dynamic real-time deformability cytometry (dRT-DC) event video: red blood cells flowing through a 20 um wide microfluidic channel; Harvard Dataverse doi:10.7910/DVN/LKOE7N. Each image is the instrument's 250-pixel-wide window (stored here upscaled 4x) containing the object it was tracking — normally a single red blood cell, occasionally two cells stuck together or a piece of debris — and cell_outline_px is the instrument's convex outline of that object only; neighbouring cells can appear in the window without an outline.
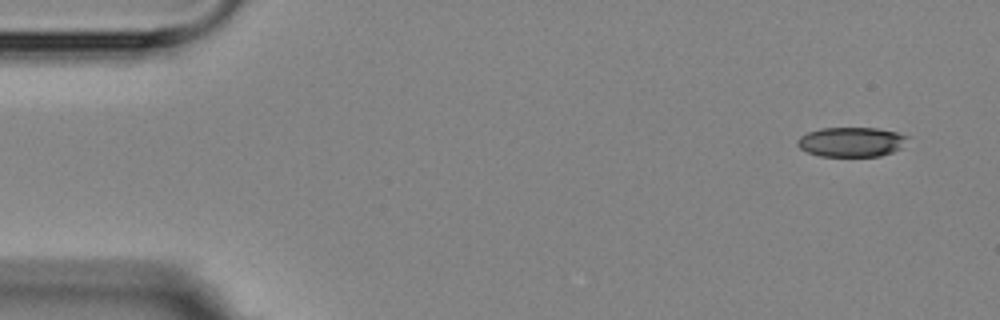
{"species": "Egyptian fruit bat (a non-hibernating species)", "species_latin": "Rousettus aegyptiacus", "temperature_condition": "room temperature", "stored_images_in_passage": 5, "camera_frame_rate_fps": 3000, "um_per_image_px": 0.085, "animal": {"sex": "female"}, "frame": {"image": 1, "passage_image": 1, "time_ms": 0.0, "image_size_px": [1000, 320], "cell_outline_px": [[908, 136], [900, 148], [892, 152], [880, 156], [820, 156], [808, 152], [800, 148], [796, 144], [796, 140], [800, 136], [808, 132], [820, 128], [876, 128], [896, 132]], "centroid_in_image_um": [72.32, 12.06], "position_along_channel_um": 12.7, "area_um2": 18.9}}
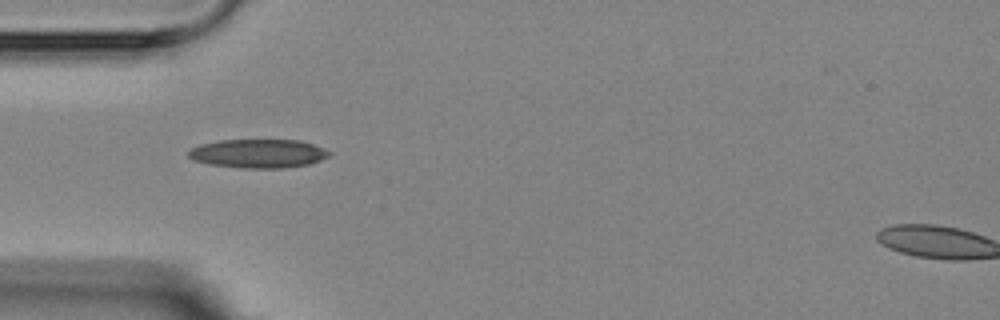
{"frame": {"image": 2, "passage_image": 4, "time_ms": 4.333, "image_size_px": [1000, 320], "cell_outline_px": [[332, 152], [328, 156], [320, 160], [308, 164], [284, 168], [244, 168], [208, 164], [192, 160], [188, 156], [188, 152], [192, 148], [200, 144], [220, 140], [300, 140], [312, 144]], "centroid_in_image_um": [21.93, 13.05], "position_along_channel_um": 63.1, "area_um2": 23.52}}
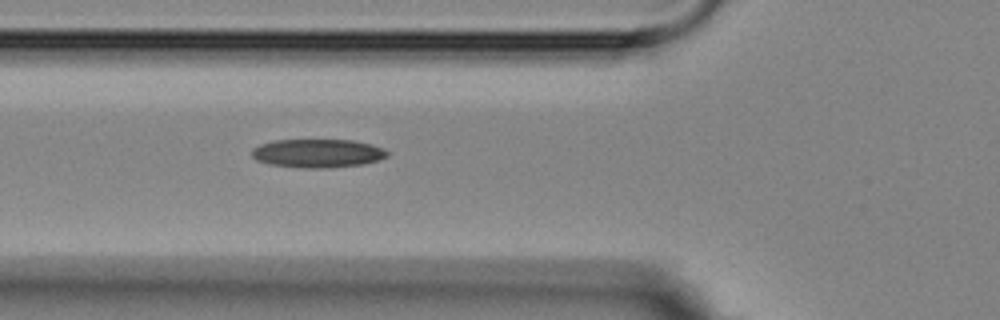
{"frame": {"image": 3, "passage_image": 5, "time_ms": 5.333, "image_size_px": [1000, 320], "cell_outline_px": [[388, 156], [364, 164], [324, 168], [308, 168], [268, 164], [256, 160], [252, 156], [252, 148], [260, 144], [272, 140], [352, 140], [372, 144], [384, 148], [388, 152]], "centroid_in_image_um": [26.99, 13.02], "position_along_channel_um": 98.8, "area_um2": 22.54}}